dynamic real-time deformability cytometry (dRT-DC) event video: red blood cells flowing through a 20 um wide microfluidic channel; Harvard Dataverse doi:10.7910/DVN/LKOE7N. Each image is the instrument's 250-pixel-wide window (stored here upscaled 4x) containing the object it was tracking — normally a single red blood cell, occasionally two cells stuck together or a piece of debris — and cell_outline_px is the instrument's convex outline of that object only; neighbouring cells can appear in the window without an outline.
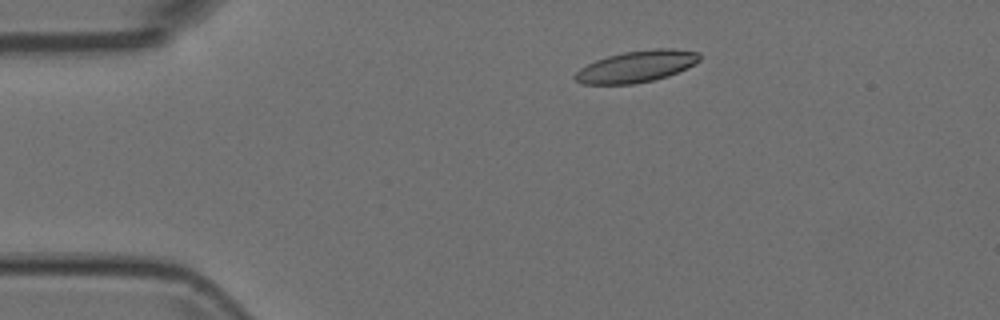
{"species": "Egyptian fruit bat (a non-hibernating species)", "species_latin": "Rousettus aegyptiacus", "temperature_condition": "room temperature", "stored_images_in_passage": 50, "camera_frame_rate_fps": 3000, "um_per_image_px": 0.085, "animal": {"sex": "female"}, "frame": {"image": 1, "passage_image": 7, "time_ms": 2.0, "image_size_px": [1000, 320], "cell_outline_px": [[700, 60], [688, 68], [668, 76], [636, 84], [580, 84], [572, 76], [580, 68], [596, 60], [608, 56], [624, 52], [656, 48], [676, 48], [700, 52]], "centroid_in_image_um": [54.12, 5.65], "position_along_channel_um": 30.9, "area_um2": 23.06}}
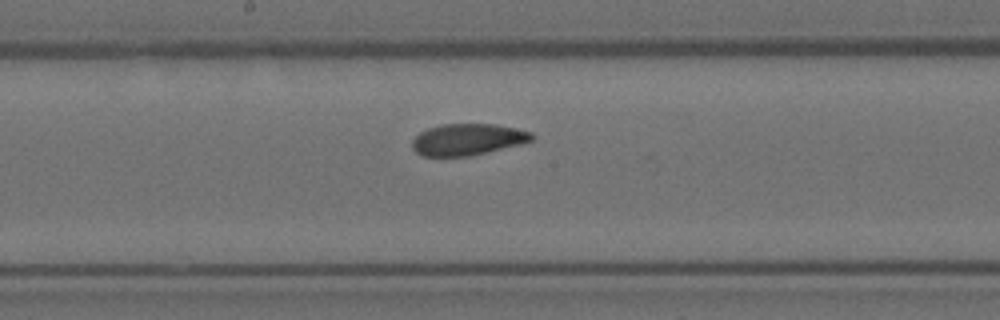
{"frame": {"image": 2, "passage_image": 25, "time_ms": 8.0, "image_size_px": [1000, 320], "cell_outline_px": [[532, 140], [520, 144], [468, 156], [420, 156], [412, 148], [412, 140], [420, 132], [428, 128], [440, 124], [492, 124], [516, 128], [532, 132]], "centroid_in_image_um": [39.7, 11.85], "position_along_channel_um": 208.5, "area_um2": 21.79}}
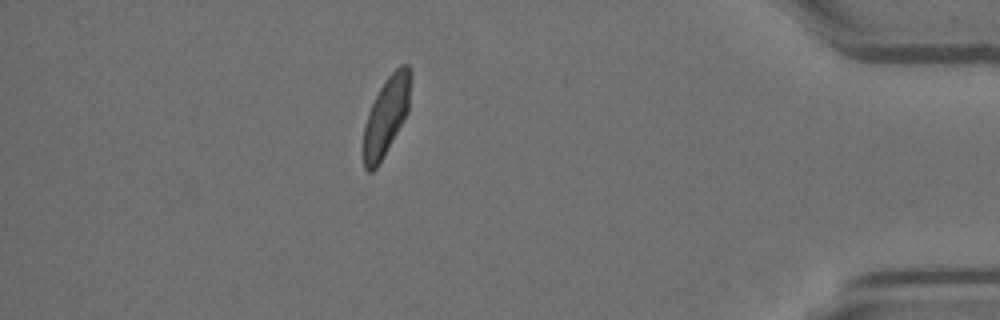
{"frame": {"image": 3, "passage_image": 44, "time_ms": 14.333, "image_size_px": [1000, 320], "cell_outline_px": [[412, 76], [408, 112], [404, 120], [376, 168], [372, 172], [368, 172], [364, 168], [364, 128], [368, 112], [380, 88], [388, 76], [400, 64], [408, 64], [412, 72]], "centroid_in_image_um": [32.86, 9.8], "position_along_channel_um": 402.3, "area_um2": 21.39}}